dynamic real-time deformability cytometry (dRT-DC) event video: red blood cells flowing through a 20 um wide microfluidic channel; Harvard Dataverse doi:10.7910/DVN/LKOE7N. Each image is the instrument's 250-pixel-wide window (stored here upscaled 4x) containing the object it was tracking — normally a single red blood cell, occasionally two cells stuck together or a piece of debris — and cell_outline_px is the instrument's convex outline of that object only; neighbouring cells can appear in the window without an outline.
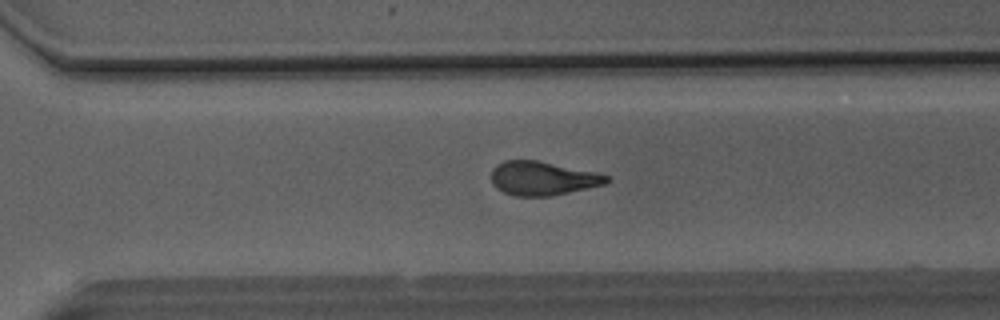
{"species": "Egyptian fruit bat (a non-hibernating species)", "species_latin": "Rousettus aegyptiacus", "temperature_condition": "room temperature", "stored_images_in_passage": 48, "camera_frame_rate_fps": 3000, "um_per_image_px": 0.085, "animal": {"sex": "male"}, "frame": {"image": 1, "passage_image": 35, "time_ms": 11.333, "image_size_px": [1000, 320], "cell_outline_px": [[612, 180], [604, 184], [552, 196], [512, 196], [496, 188], [492, 184], [492, 168], [496, 164], [504, 160], [536, 160], [596, 172], [612, 176]], "centroid_in_image_um": [46.12, 15.16], "position_along_channel_um": 324.5, "area_um2": 22.89}}
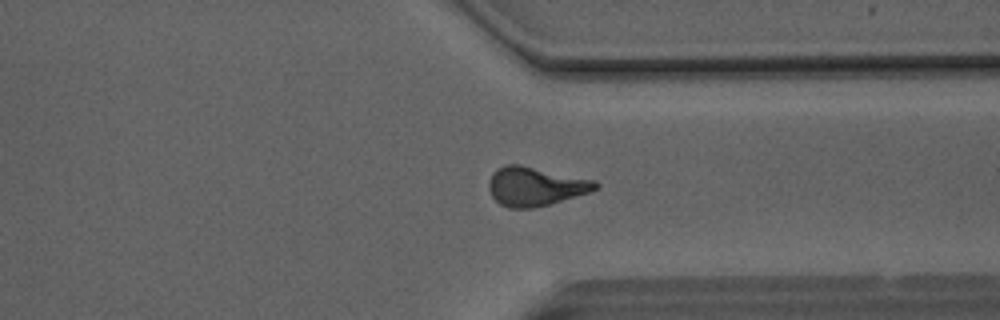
{"frame": {"image": 2, "passage_image": 38, "time_ms": 12.333, "image_size_px": [1000, 320], "cell_outline_px": [[600, 188], [588, 192], [548, 204], [532, 208], [508, 208], [500, 204], [492, 196], [488, 188], [488, 184], [492, 172], [496, 168], [504, 164], [520, 164], [596, 180], [600, 184]], "centroid_in_image_um": [45.48, 15.82], "position_along_channel_um": 365.9, "area_um2": 24.28}}
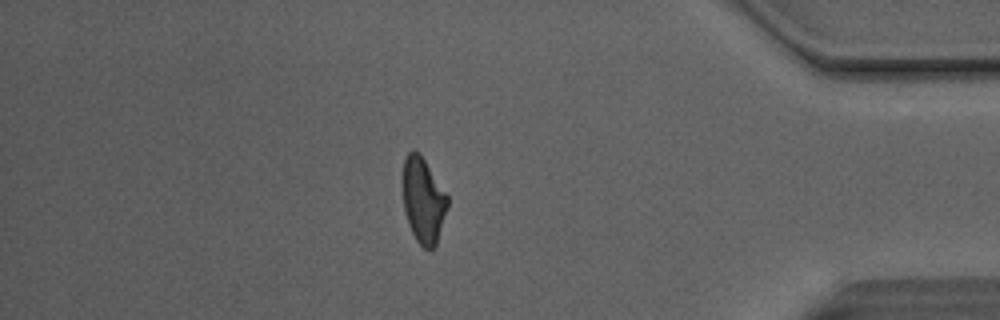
{"frame": {"image": 3, "passage_image": 43, "time_ms": 14.0, "image_size_px": [1000, 320], "cell_outline_px": [[448, 208], [436, 244], [432, 248], [424, 248], [416, 240], [408, 224], [404, 212], [400, 180], [400, 176], [404, 160], [408, 152], [420, 152], [448, 196]], "centroid_in_image_um": [35.93, 16.99], "position_along_channel_um": 399.3, "area_um2": 22.77}, "authors_computed_cell_mechanics": {"area_um2": 23.9581, "velocity_mm_per_s": 4.1408, "shape_relaxation_time_tau1_ms": 6.2131, "shape_relaxation_time_tau2_ms": 2.4614, "deformation_change_tau1": 0.1928, "deformation_change_tau2": 0.1061}}